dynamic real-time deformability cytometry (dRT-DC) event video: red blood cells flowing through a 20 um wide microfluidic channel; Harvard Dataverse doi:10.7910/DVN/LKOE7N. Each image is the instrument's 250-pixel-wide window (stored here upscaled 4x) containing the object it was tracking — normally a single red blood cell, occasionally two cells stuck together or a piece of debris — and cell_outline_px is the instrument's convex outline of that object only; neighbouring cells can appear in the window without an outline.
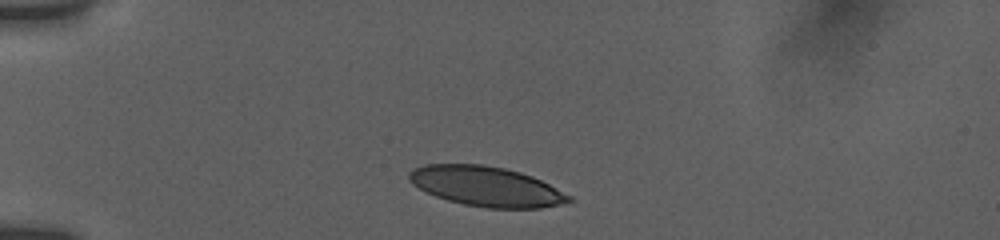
{"species": "human", "species_latin": "Homo sapiens", "temperature_condition": "room temperature", "stored_images_in_passage": 10, "camera_frame_rate_fps": 3000, "um_per_image_px": 0.085, "donor": {"sex": "female"}, "frame": {"image": 1, "passage_image": 1, "time_ms": 0.0, "image_size_px": [1000, 240], "cell_outline_px": [[572, 200], [560, 204], [540, 208], [488, 208], [464, 204], [448, 200], [436, 196], [412, 184], [408, 180], [408, 172], [412, 168], [424, 164], [480, 164], [504, 168], [520, 172], [532, 176], [572, 196]], "centroid_in_image_um": [41.3, 15.83], "position_along_channel_um": 43.7, "area_um2": 36.93}}
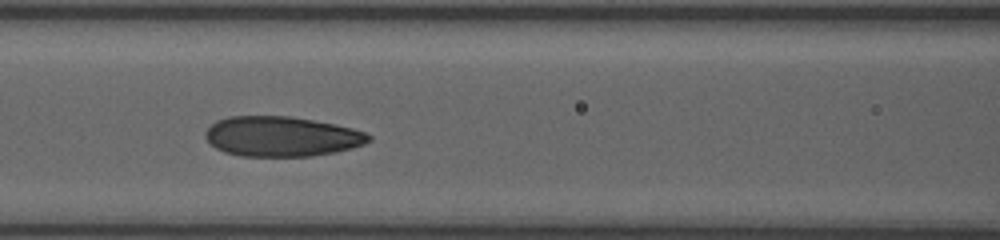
{"frame": {"image": 2, "passage_image": 6, "time_ms": 3.667, "image_size_px": [1000, 240], "cell_outline_px": [[372, 140], [364, 144], [352, 148], [336, 152], [312, 156], [240, 156], [224, 152], [216, 148], [204, 136], [204, 132], [216, 120], [228, 116], [292, 116], [336, 124], [352, 128], [364, 132], [372, 136]], "centroid_in_image_um": [23.94, 11.59], "position_along_channel_um": 142.7, "area_um2": 38.32}}
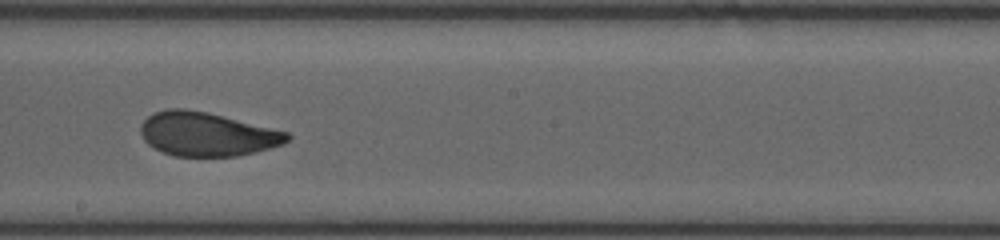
{"frame": {"image": 3, "passage_image": 9, "time_ms": 6.0, "image_size_px": [1000, 240], "cell_outline_px": [[292, 136], [284, 144], [256, 152], [236, 156], [176, 156], [164, 152], [148, 144], [144, 140], [140, 132], [140, 124], [148, 116], [156, 112], [168, 108], [184, 108], [208, 112], [288, 132]], "centroid_in_image_um": [17.6, 11.4], "position_along_channel_um": 230.6, "area_um2": 37.4}}